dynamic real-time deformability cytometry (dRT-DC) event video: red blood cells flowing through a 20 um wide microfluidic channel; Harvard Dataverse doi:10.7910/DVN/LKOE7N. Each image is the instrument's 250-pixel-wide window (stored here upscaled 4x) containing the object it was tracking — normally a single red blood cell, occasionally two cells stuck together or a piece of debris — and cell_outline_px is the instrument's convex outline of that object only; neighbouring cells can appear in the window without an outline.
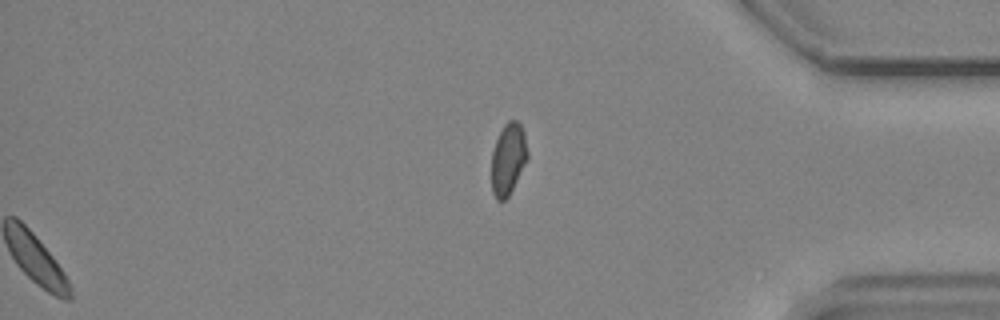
{"species": "common noctule bat (a hibernating species)", "species_latin": "Nyctalus noctula", "temperature_condition": "cold", "stored_images_in_passage": 48, "segment_of_instrument_passage": [2, 2], "camera_frame_rate_fps": 3000, "um_per_image_px": 0.085, "animal": {"sex": "male", "body_mass_g": 19.2, "forearm_length_mm": 51.8}, "frame": {"image": 1, "passage_image": 48, "time_ms": 15.667, "image_size_px": [1000, 320], "cell_outline_px": [[528, 160], [508, 196], [504, 200], [496, 200], [492, 192], [492, 152], [496, 140], [504, 124], [508, 120], [516, 120], [520, 124], [524, 132], [528, 152]], "centroid_in_image_um": [43.2, 13.5], "position_along_channel_um": 392.0, "area_um2": 15.03}}